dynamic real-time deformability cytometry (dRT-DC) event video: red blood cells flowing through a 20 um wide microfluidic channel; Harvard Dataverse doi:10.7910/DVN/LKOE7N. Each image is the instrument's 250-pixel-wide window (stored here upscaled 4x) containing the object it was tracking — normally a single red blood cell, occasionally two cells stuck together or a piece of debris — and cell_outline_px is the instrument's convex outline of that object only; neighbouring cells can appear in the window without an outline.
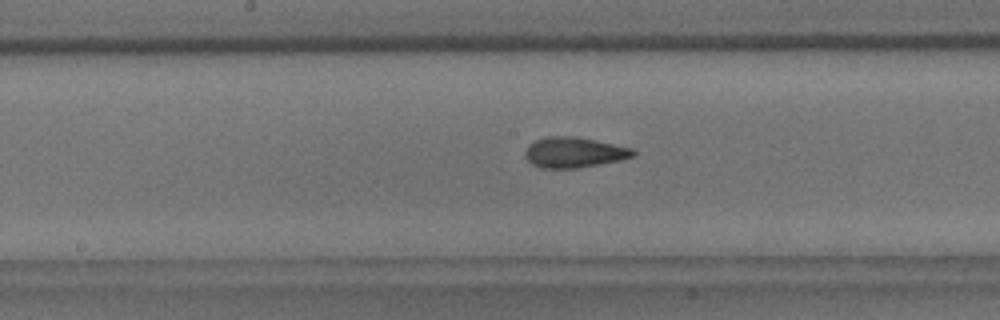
{"species": "common noctule bat (a hibernating species)", "species_latin": "Nyctalus noctula", "temperature_condition": "room temperature", "stored_images_in_passage": 33, "camera_frame_rate_fps": 3000, "um_per_image_px": 0.085, "animal": {"sex": "male", "body_mass_g": 18.8}, "frame": {"image": 1, "passage_image": 12, "time_ms": 3.667, "image_size_px": [1000, 320], "cell_outline_px": [[636, 152], [632, 156], [620, 160], [580, 168], [540, 168], [532, 164], [524, 156], [524, 152], [528, 144], [536, 140], [548, 136], [576, 136], [632, 148]], "centroid_in_image_um": [48.75, 12.95], "position_along_channel_um": 199.4, "area_um2": 19.19}}
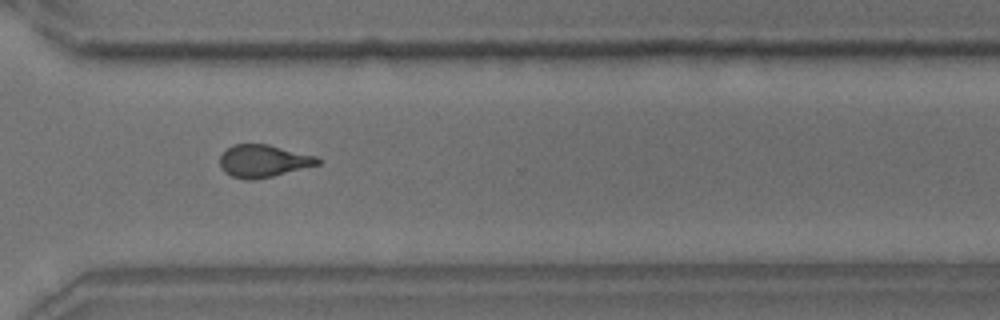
{"frame": {"image": 2, "passage_image": 24, "time_ms": 7.667, "image_size_px": [1000, 320], "cell_outline_px": [[320, 164], [272, 176], [252, 180], [244, 180], [232, 176], [224, 172], [220, 168], [220, 156], [232, 144], [268, 144], [316, 156], [320, 160]], "centroid_in_image_um": [22.36, 13.68], "position_along_channel_um": 348.2, "area_um2": 18.44}}
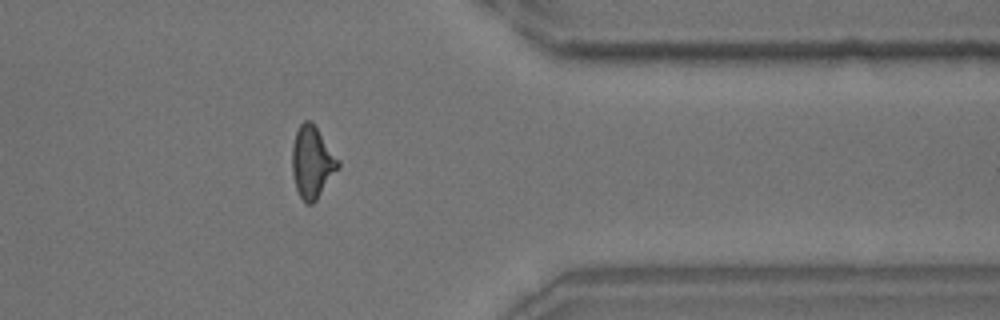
{"frame": {"image": 3, "passage_image": 28, "time_ms": 9.0, "image_size_px": [1000, 320], "cell_outline_px": [[340, 168], [316, 200], [312, 204], [304, 204], [296, 188], [292, 172], [292, 148], [296, 132], [300, 124], [304, 120], [312, 120], [340, 160]], "centroid_in_image_um": [26.55, 13.78], "position_along_channel_um": 384.8, "area_um2": 19.54}}